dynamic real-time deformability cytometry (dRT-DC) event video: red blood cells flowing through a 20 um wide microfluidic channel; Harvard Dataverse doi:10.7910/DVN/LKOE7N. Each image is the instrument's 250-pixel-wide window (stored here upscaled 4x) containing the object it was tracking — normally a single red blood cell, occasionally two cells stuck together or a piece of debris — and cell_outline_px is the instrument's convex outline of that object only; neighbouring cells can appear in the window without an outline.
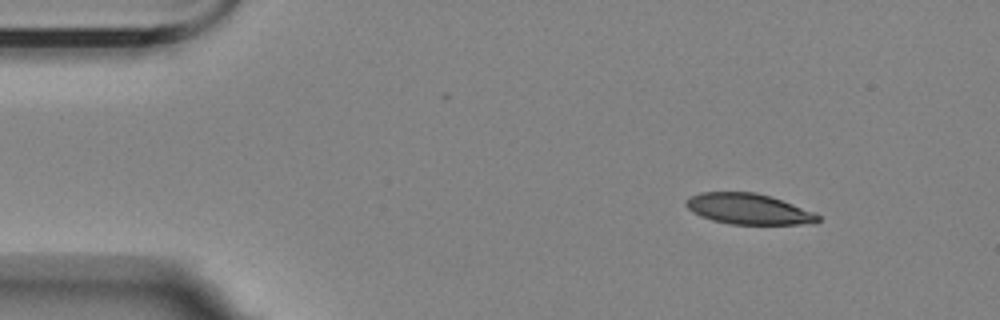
{"species": "Egyptian fruit bat (a non-hibernating species)", "species_latin": "Rousettus aegyptiacus", "temperature_condition": "room temperature", "stored_images_in_passage": 5, "camera_frame_rate_fps": 3000, "um_per_image_px": 0.085, "animal": {"sex": "female"}, "frame": {"image": 1, "passage_image": 1, "time_ms": 0.0, "image_size_px": [1000, 320], "cell_outline_px": [[820, 220], [816, 224], [732, 224], [712, 220], [700, 216], [692, 212], [684, 204], [692, 196], [700, 192], [756, 192], [816, 212], [820, 216]], "centroid_in_image_um": [63.65, 17.77], "position_along_channel_um": 21.3, "area_um2": 23.52}}
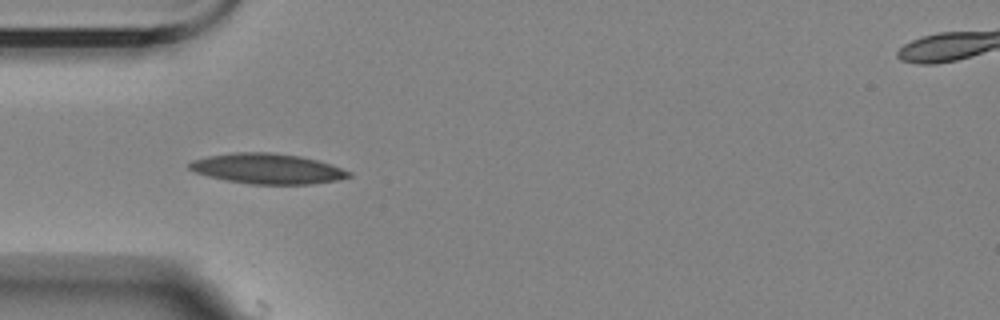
{"frame": {"image": 2, "passage_image": 4, "time_ms": 3.333, "image_size_px": [1000, 320], "cell_outline_px": [[352, 176], [336, 180], [312, 184], [252, 184], [224, 180], [208, 176], [196, 172], [188, 168], [188, 164], [192, 160], [208, 156], [232, 152], [268, 152], [300, 156], [316, 160], [352, 172]], "centroid_in_image_um": [22.7, 14.34], "position_along_channel_um": 62.3, "area_um2": 27.98}}
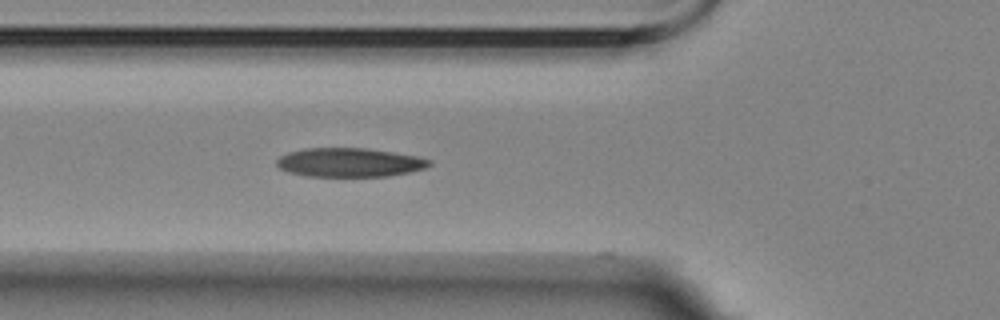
{"frame": {"image": 3, "passage_image": 5, "time_ms": 4.333, "image_size_px": [1000, 320], "cell_outline_px": [[432, 164], [424, 168], [408, 172], [388, 176], [308, 176], [288, 172], [280, 168], [276, 164], [276, 160], [280, 156], [288, 152], [304, 148], [364, 148], [392, 152], [416, 156], [432, 160]], "centroid_in_image_um": [29.68, 13.8], "position_along_channel_um": 96.1, "area_um2": 25.61}}